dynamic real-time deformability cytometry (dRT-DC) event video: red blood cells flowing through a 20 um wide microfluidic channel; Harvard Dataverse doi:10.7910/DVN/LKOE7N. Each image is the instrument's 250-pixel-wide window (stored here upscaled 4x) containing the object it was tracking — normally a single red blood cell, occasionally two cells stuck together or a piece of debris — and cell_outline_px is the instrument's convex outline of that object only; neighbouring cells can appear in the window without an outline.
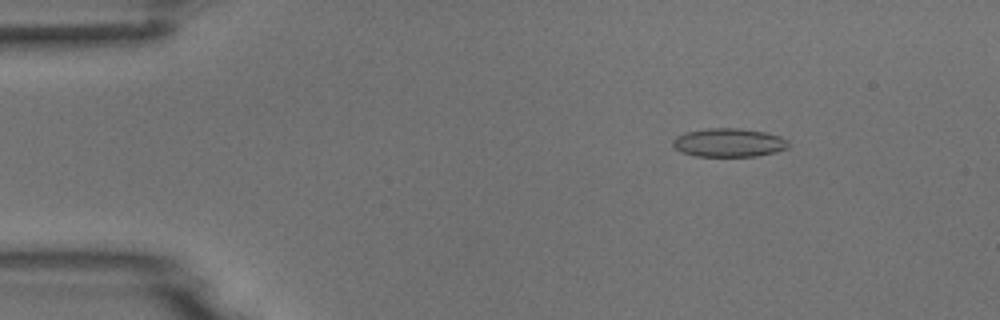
{"species": "common noctule bat (a hibernating species)", "species_latin": "Nyctalus noctula", "temperature_condition": "room temperature", "stored_images_in_passage": 53, "camera_frame_rate_fps": 3000, "um_per_image_px": 0.085, "animal": {"sex": "male", "body_mass_g": 18.8}, "frame": {"image": 1, "passage_image": 8, "time_ms": 2.333, "image_size_px": [1000, 320], "cell_outline_px": [[788, 148], [776, 152], [756, 156], [696, 156], [680, 152], [672, 144], [672, 140], [676, 136], [684, 132], [708, 128], [740, 128], [764, 132], [780, 136], [788, 140]], "centroid_in_image_um": [61.93, 12.12], "position_along_channel_um": 23.1, "area_um2": 19.36}}
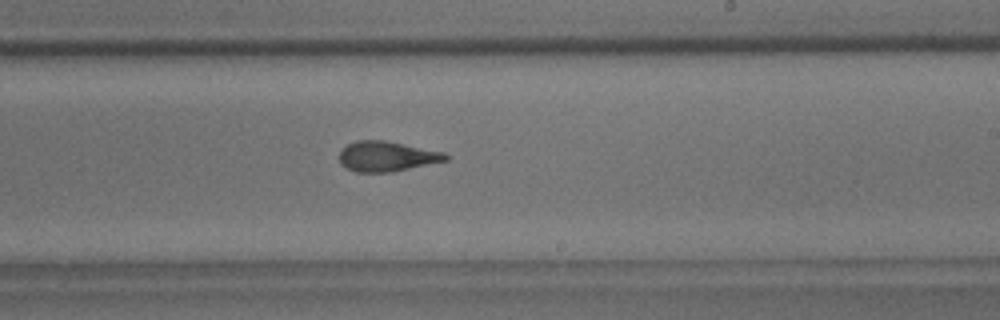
{"frame": {"image": 2, "passage_image": 32, "time_ms": 10.333, "image_size_px": [1000, 320], "cell_outline_px": [[448, 160], [392, 172], [356, 172], [340, 164], [340, 148], [356, 140], [384, 140], [444, 152], [448, 156]], "centroid_in_image_um": [32.85, 13.29], "position_along_channel_um": 256.1, "area_um2": 18.61}}
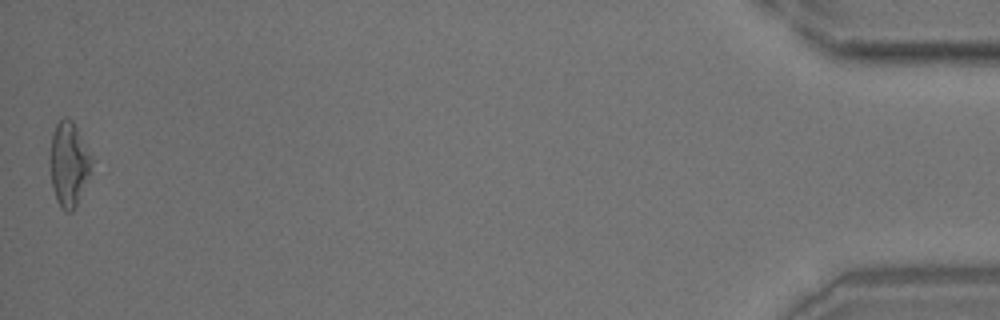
{"frame": {"image": 3, "passage_image": 53, "time_ms": 17.333, "image_size_px": [1000, 320], "cell_outline_px": [[96, 160], [76, 208], [72, 212], [64, 212], [60, 208], [56, 200], [52, 188], [48, 164], [48, 156], [52, 132], [56, 124], [64, 116], [68, 116], [72, 120]], "centroid_in_image_um": [5.85, 13.95], "position_along_channel_um": 429.3, "area_um2": 21.73}}